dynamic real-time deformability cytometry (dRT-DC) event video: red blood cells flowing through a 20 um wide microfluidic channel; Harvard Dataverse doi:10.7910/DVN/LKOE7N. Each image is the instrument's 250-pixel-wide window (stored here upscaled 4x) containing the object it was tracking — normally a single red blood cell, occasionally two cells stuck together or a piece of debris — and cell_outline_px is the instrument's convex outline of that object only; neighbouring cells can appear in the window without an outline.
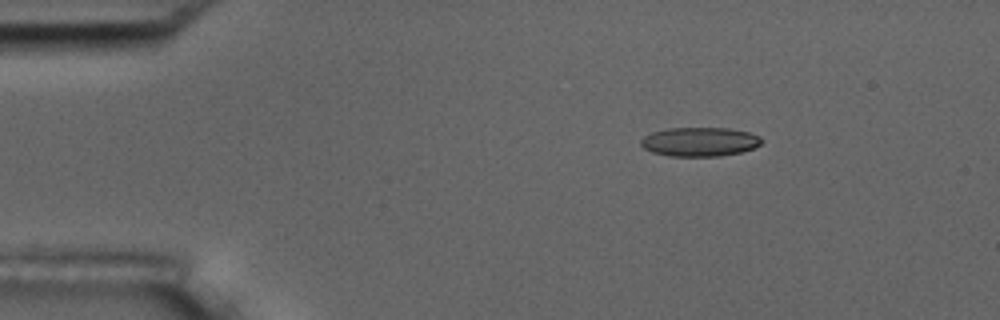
{"species": "common noctule bat (a hibernating species)", "species_latin": "Nyctalus noctula", "temperature_condition": "room temperature", "stored_images_in_passage": 3, "camera_frame_rate_fps": 3000, "um_per_image_px": 0.085, "animal": {"sex": "male", "body_mass_g": 17.5, "forearm_length_mm": 52.3}, "frame": {"image": 1, "passage_image": 1, "time_ms": 0.0, "image_size_px": [1000, 320], "cell_outline_px": [[764, 140], [760, 144], [752, 148], [740, 152], [720, 156], [668, 156], [652, 152], [644, 148], [640, 144], [640, 140], [644, 136], [652, 132], [668, 128], [728, 128], [748, 132], [760, 136]], "centroid_in_image_um": [59.46, 12.05], "position_along_channel_um": 25.5, "area_um2": 20.46}}